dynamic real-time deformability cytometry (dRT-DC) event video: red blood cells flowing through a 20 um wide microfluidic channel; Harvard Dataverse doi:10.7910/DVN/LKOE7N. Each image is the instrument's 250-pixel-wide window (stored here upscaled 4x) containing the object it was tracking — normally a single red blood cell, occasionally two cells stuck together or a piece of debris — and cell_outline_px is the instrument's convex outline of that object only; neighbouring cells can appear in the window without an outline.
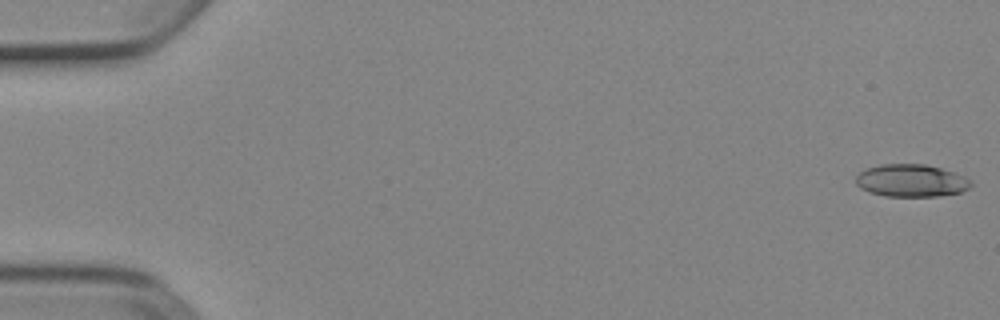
{"species": "Egyptian fruit bat (a non-hibernating species)", "species_latin": "Rousettus aegyptiacus", "temperature_condition": "cold", "stored_images_in_passage": 15, "camera_frame_rate_fps": 3000, "um_per_image_px": 0.085, "animal": {"sex": "female"}, "frame": {"image": 1, "passage_image": 1, "time_ms": 0.0, "image_size_px": [1000, 320], "cell_outline_px": [[972, 184], [968, 188], [960, 192], [936, 196], [884, 196], [868, 192], [860, 188], [856, 184], [856, 176], [864, 168], [880, 164], [924, 164], [940, 168], [964, 176], [972, 180]], "centroid_in_image_um": [77.41, 15.35], "position_along_channel_um": 7.6, "area_um2": 21.85}}
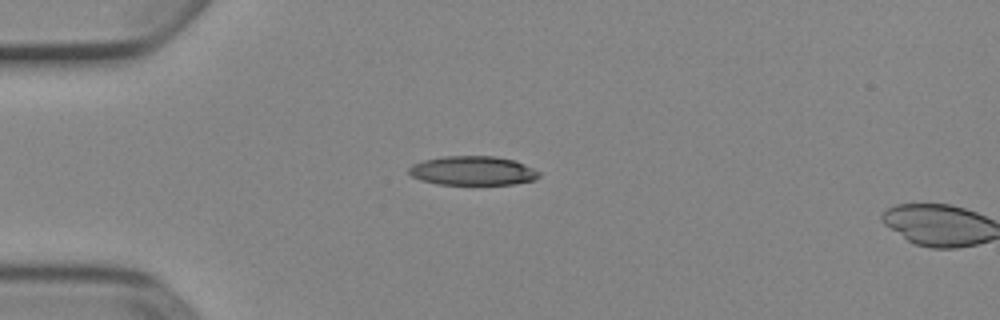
{"frame": {"image": 2, "passage_image": 14, "time_ms": 4.333, "image_size_px": [1000, 320], "cell_outline_px": [[540, 176], [536, 180], [512, 184], [436, 184], [420, 180], [412, 176], [408, 172], [408, 168], [412, 164], [424, 160], [444, 156], [496, 156], [516, 160], [540, 172]], "centroid_in_image_um": [40.19, 14.51], "position_along_channel_um": 44.8, "area_um2": 22.2}}